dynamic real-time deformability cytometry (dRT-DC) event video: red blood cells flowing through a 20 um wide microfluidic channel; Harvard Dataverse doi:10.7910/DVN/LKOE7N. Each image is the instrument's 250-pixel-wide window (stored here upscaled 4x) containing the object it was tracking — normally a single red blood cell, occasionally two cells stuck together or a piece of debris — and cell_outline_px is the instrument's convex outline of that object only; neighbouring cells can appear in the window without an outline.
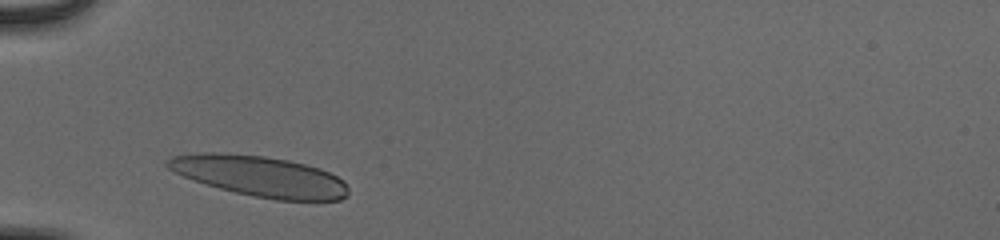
{"species": "human", "species_latin": "Homo sapiens", "temperature_condition": "cold", "stored_images_in_passage": 30, "camera_frame_rate_fps": 3000, "um_per_image_px": 0.085, "donor": {"sex": "male"}, "frame": {"image": 1, "passage_image": 3, "time_ms": 0.667, "image_size_px": [1000, 240], "cell_outline_px": [[348, 196], [340, 200], [276, 200], [236, 192], [204, 184], [192, 180], [168, 168], [164, 164], [164, 160], [172, 156], [196, 152], [220, 152], [264, 156], [288, 160], [320, 168], [344, 180], [348, 188]], "centroid_in_image_um": [22.06, 14.96], "position_along_channel_um": 62.9, "area_um2": 42.83}}
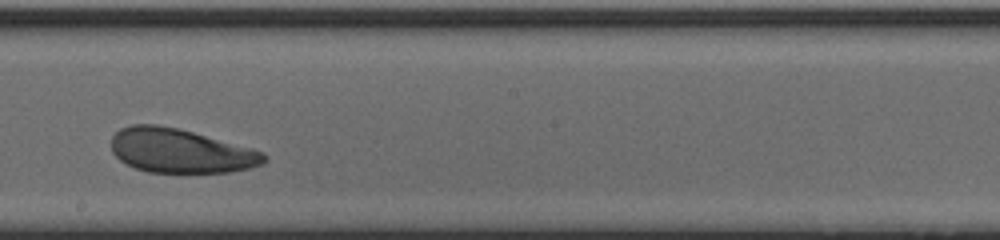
{"frame": {"image": 2, "passage_image": 17, "time_ms": 5.333, "image_size_px": [1000, 240], "cell_outline_px": [[268, 160], [264, 164], [252, 168], [228, 172], [148, 172], [136, 168], [120, 160], [112, 152], [112, 136], [120, 128], [132, 124], [156, 124], [176, 128], [192, 132], [252, 148], [264, 152], [268, 156]], "centroid_in_image_um": [15.37, 12.82], "position_along_channel_um": 232.8, "area_um2": 39.25}}
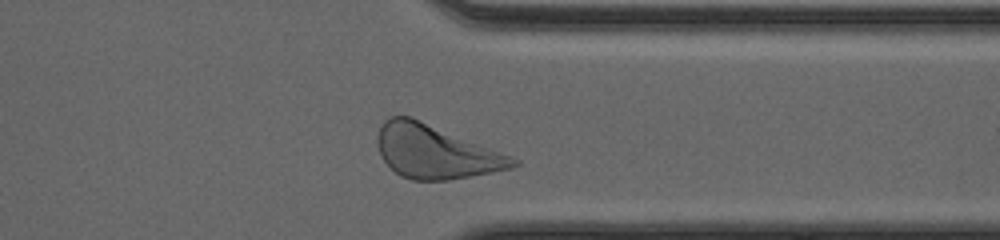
{"frame": {"image": 3, "passage_image": 28, "time_ms": 9.0, "image_size_px": [1000, 240], "cell_outline_px": [[520, 164], [512, 168], [492, 172], [448, 180], [412, 180], [400, 176], [380, 156], [376, 140], [380, 124], [388, 116], [408, 116], [512, 156], [520, 160]], "centroid_in_image_um": [36.99, 12.91], "position_along_channel_um": 374.4, "area_um2": 41.79}, "authors_computed_cell_mechanics": {"area_um2": 40.3155, "velocity_mm_per_s": 3.8398, "shape_relaxation_time_tau1_ms": 3.1158, "shape_relaxation_time_tau2_ms": 4.4071, "deformation_change_tau1": 0.1059, "deformation_change_tau2": 0.1109}}